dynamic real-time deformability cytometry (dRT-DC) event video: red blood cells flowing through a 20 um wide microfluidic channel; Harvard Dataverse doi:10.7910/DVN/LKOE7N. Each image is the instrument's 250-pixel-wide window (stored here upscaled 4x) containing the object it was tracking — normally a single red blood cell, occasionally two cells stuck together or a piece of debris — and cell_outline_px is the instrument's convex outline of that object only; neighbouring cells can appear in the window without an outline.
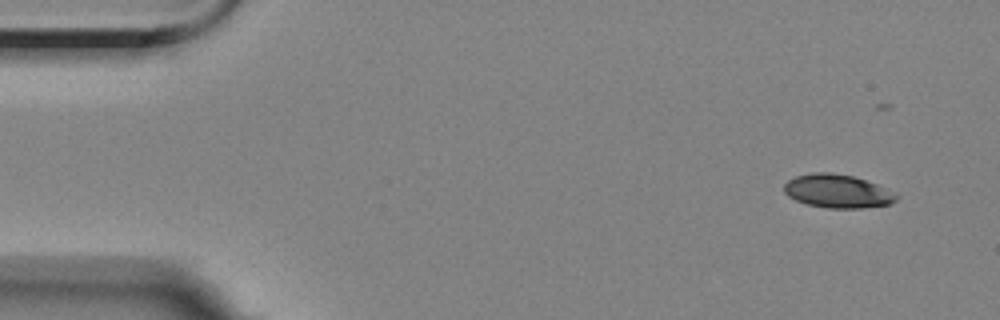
{"species": "Egyptian fruit bat (a non-hibernating species)", "species_latin": "Rousettus aegyptiacus", "temperature_condition": "room temperature", "stored_images_in_passage": 4, "camera_frame_rate_fps": 3000, "um_per_image_px": 0.085, "animal": {"sex": "female"}, "frame": {"image": 1, "passage_image": 1, "time_ms": 0.0, "image_size_px": [1000, 320], "cell_outline_px": [[896, 200], [888, 204], [864, 208], [828, 208], [808, 204], [796, 200], [788, 196], [784, 192], [784, 184], [788, 180], [796, 176], [812, 172], [832, 172], [852, 176], [888, 188], [896, 196]], "centroid_in_image_um": [71.15, 16.24], "position_along_channel_um": 13.8, "area_um2": 21.73}}
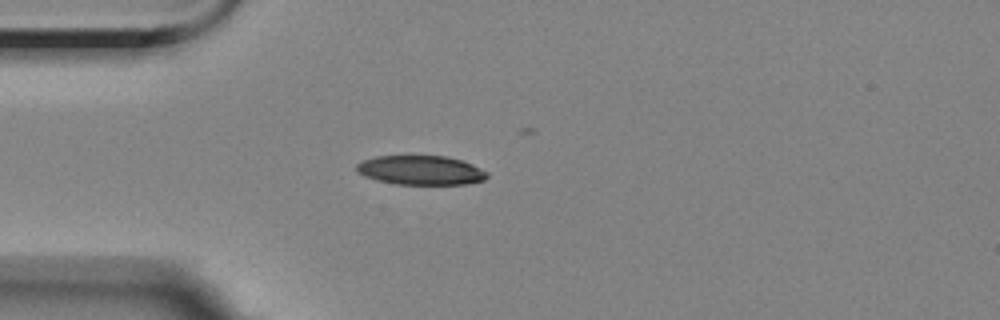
{"frame": {"image": 2, "passage_image": 3, "time_ms": 3.667, "image_size_px": [1000, 320], "cell_outline_px": [[488, 176], [484, 180], [464, 184], [396, 184], [376, 180], [364, 176], [356, 172], [356, 164], [364, 160], [376, 156], [448, 156], [472, 164], [488, 172]], "centroid_in_image_um": [35.75, 14.47], "position_along_channel_um": 49.3, "area_um2": 22.25}}